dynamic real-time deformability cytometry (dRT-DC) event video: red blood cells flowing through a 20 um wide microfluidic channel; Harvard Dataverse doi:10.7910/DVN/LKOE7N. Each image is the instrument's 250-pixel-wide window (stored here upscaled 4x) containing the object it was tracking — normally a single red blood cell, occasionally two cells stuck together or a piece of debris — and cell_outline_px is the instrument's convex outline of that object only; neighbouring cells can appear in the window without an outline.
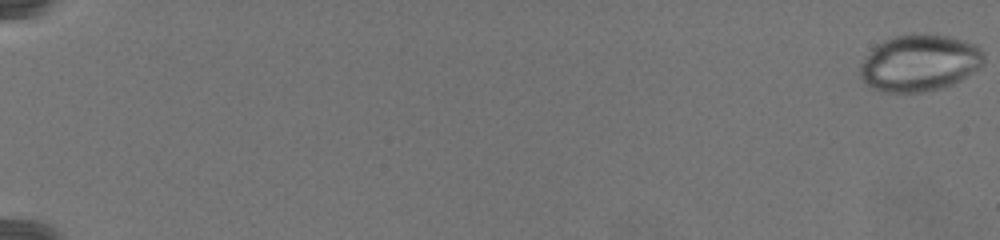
{"species": "common noctule bat (a hibernating species)", "species_latin": "Nyctalus noctula", "temperature_condition": "warm", "stored_images_in_passage": 79, "camera_frame_rate_fps": 3000, "um_per_image_px": 0.085, "animal": {"sex": "female", "body_mass_g": 19.5, "forearm_length_mm": 54.1}, "frame": {"image": 1, "passage_image": 1, "time_ms": 0.0, "image_size_px": [1000, 240], "cell_outline_px": [[984, 64], [980, 68], [960, 80], [952, 84], [940, 88], [920, 92], [880, 92], [868, 88], [864, 84], [860, 76], [860, 64], [872, 48], [884, 40], [896, 36], [912, 32], [916, 32], [948, 36], [976, 44], [984, 52]], "centroid_in_image_um": [78.14, 5.34], "position_along_channel_um": 6.9, "area_um2": 41.44}}
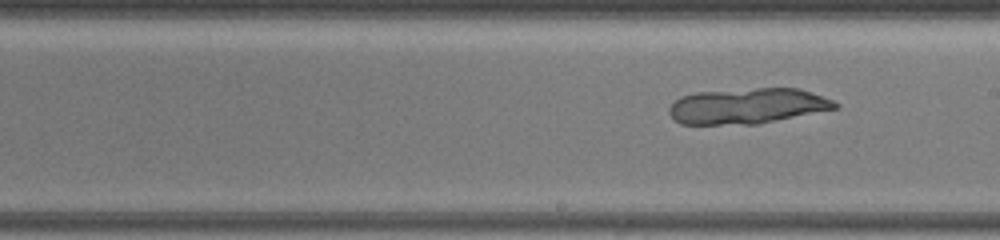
{"frame": {"image": 2, "passage_image": 49, "time_ms": 16.0, "image_size_px": [1000, 240], "cell_outline_px": [[840, 108], [756, 124], [680, 124], [668, 112], [668, 108], [680, 96], [696, 92], [756, 88], [800, 88], [832, 100], [840, 104]], "centroid_in_image_um": [63.54, 9.0], "position_along_channel_um": 225.5, "area_um2": 34.39}}
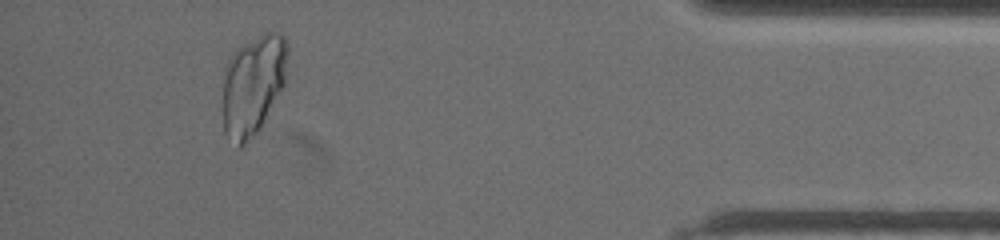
{"frame": {"image": 3, "passage_image": 74, "time_ms": 24.333, "image_size_px": [1000, 240], "cell_outline_px": [[288, 52], [284, 84], [260, 128], [244, 148], [236, 148], [224, 132], [224, 72], [228, 60], [236, 48], [264, 32], [280, 32], [284, 36], [288, 44]], "centroid_in_image_um": [21.51, 7.22], "position_along_channel_um": 413.7, "area_um2": 38.03}}